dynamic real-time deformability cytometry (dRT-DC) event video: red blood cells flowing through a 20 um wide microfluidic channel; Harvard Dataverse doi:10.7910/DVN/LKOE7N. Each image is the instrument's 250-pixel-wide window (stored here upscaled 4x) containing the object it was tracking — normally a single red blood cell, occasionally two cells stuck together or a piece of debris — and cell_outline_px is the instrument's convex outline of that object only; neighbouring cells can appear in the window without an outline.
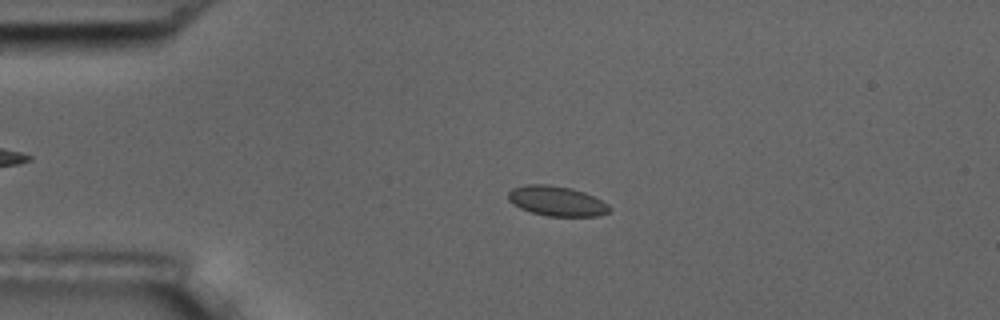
{"species": "common noctule bat (a hibernating species)", "species_latin": "Nyctalus noctula", "temperature_condition": "room temperature", "stored_images_in_passage": 5, "camera_frame_rate_fps": 3000, "um_per_image_px": 0.085, "animal": {"sex": "male", "body_mass_g": 17.5, "forearm_length_mm": 52.3}, "frame": {"image": 1, "passage_image": 4, "time_ms": 4.0, "image_size_px": [1000, 320], "cell_outline_px": [[612, 208], [608, 212], [600, 216], [548, 216], [532, 212], [520, 208], [508, 200], [508, 192], [512, 188], [524, 184], [548, 184], [572, 188], [584, 192], [608, 204]], "centroid_in_image_um": [47.31, 17.08], "position_along_channel_um": 37.7, "area_um2": 17.69}}